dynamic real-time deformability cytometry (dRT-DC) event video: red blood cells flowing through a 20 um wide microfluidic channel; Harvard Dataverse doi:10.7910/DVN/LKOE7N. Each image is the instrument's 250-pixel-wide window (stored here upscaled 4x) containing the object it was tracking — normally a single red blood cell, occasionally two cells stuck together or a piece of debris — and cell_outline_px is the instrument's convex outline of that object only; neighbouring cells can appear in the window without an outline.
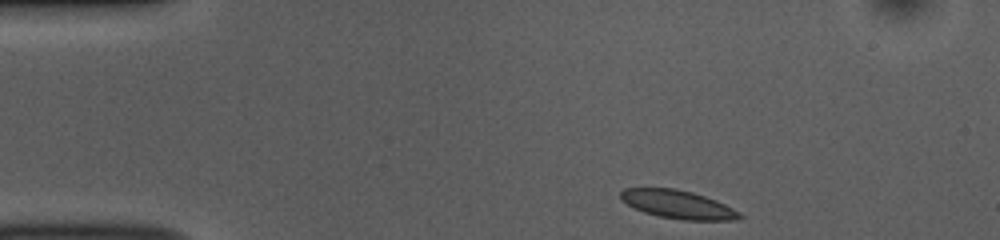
{"species": "common noctule bat (a hibernating species)", "species_latin": "Nyctalus noctula", "temperature_condition": "room temperature", "stored_images_in_passage": 45, "camera_frame_rate_fps": 3000, "um_per_image_px": 0.085, "animal": {"sex": "female", "body_mass_g": 10.0, "forearm_length_mm": 53.1}, "frame": {"image": 1, "passage_image": 1, "time_ms": 0.0, "image_size_px": [1000, 240], "cell_outline_px": [[744, 216], [736, 220], [684, 220], [660, 216], [644, 212], [620, 200], [620, 192], [624, 188], [676, 188], [692, 192], [716, 200], [740, 212]], "centroid_in_image_um": [57.63, 17.37], "position_along_channel_um": 27.4, "area_um2": 19.54}}
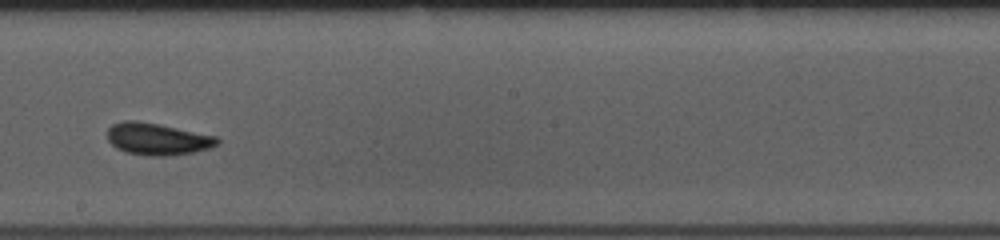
{"frame": {"image": 2, "passage_image": 22, "time_ms": 7.0, "image_size_px": [1000, 240], "cell_outline_px": [[220, 144], [208, 148], [192, 152], [164, 156], [148, 156], [124, 152], [116, 148], [108, 140], [108, 128], [112, 124], [124, 120], [136, 120], [160, 124], [216, 136], [220, 140]], "centroid_in_image_um": [13.36, 11.81], "position_along_channel_um": 234.8, "area_um2": 20.52}}
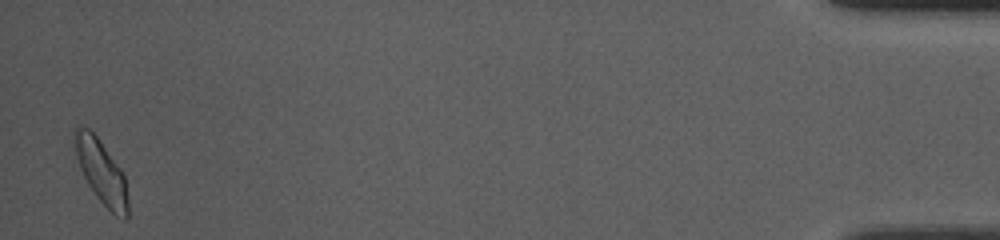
{"frame": {"image": 3, "passage_image": 44, "time_ms": 14.333, "image_size_px": [1000, 240], "cell_outline_px": [[128, 220], [124, 220], [116, 216], [96, 196], [88, 184], [80, 168], [76, 156], [72, 140], [72, 132], [76, 128], [88, 128], [96, 136], [124, 172], [128, 200]], "centroid_in_image_um": [8.62, 14.61], "position_along_channel_um": 426.6, "area_um2": 19.83}, "authors_computed_cell_mechanics": {"area_um2": 19.5364, "velocity_mm_per_s": 3.8053, "shape_relaxation_time_tau1_ms": 4.7036, "shape_relaxation_time_tau2_ms": 1.8476, "deformation_change_tau1": 0.1005, "deformation_change_tau2": 0.059}}